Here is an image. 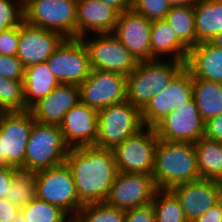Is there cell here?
Segmentation results:
<instances>
[{
    "instance_id": "cell-10",
    "label": "cell",
    "mask_w": 222,
    "mask_h": 222,
    "mask_svg": "<svg viewBox=\"0 0 222 222\" xmlns=\"http://www.w3.org/2000/svg\"><path fill=\"white\" fill-rule=\"evenodd\" d=\"M158 137L154 128L144 127L112 151L121 173L152 174Z\"/></svg>"
},
{
    "instance_id": "cell-16",
    "label": "cell",
    "mask_w": 222,
    "mask_h": 222,
    "mask_svg": "<svg viewBox=\"0 0 222 222\" xmlns=\"http://www.w3.org/2000/svg\"><path fill=\"white\" fill-rule=\"evenodd\" d=\"M178 198L185 218L194 222L222 199V182L200 179L170 189Z\"/></svg>"
},
{
    "instance_id": "cell-23",
    "label": "cell",
    "mask_w": 222,
    "mask_h": 222,
    "mask_svg": "<svg viewBox=\"0 0 222 222\" xmlns=\"http://www.w3.org/2000/svg\"><path fill=\"white\" fill-rule=\"evenodd\" d=\"M150 45L151 60L165 59L164 56L179 62L187 60L189 49L178 39L165 19L152 21Z\"/></svg>"
},
{
    "instance_id": "cell-30",
    "label": "cell",
    "mask_w": 222,
    "mask_h": 222,
    "mask_svg": "<svg viewBox=\"0 0 222 222\" xmlns=\"http://www.w3.org/2000/svg\"><path fill=\"white\" fill-rule=\"evenodd\" d=\"M36 172L18 169L15 172L10 189L5 194V198L23 208L30 201L36 198Z\"/></svg>"
},
{
    "instance_id": "cell-2",
    "label": "cell",
    "mask_w": 222,
    "mask_h": 222,
    "mask_svg": "<svg viewBox=\"0 0 222 222\" xmlns=\"http://www.w3.org/2000/svg\"><path fill=\"white\" fill-rule=\"evenodd\" d=\"M152 176L157 189L200 180L194 145L158 139Z\"/></svg>"
},
{
    "instance_id": "cell-28",
    "label": "cell",
    "mask_w": 222,
    "mask_h": 222,
    "mask_svg": "<svg viewBox=\"0 0 222 222\" xmlns=\"http://www.w3.org/2000/svg\"><path fill=\"white\" fill-rule=\"evenodd\" d=\"M165 20L188 49L196 45L194 6L171 7Z\"/></svg>"
},
{
    "instance_id": "cell-22",
    "label": "cell",
    "mask_w": 222,
    "mask_h": 222,
    "mask_svg": "<svg viewBox=\"0 0 222 222\" xmlns=\"http://www.w3.org/2000/svg\"><path fill=\"white\" fill-rule=\"evenodd\" d=\"M185 66L193 78L222 83V49L209 41L189 49Z\"/></svg>"
},
{
    "instance_id": "cell-14",
    "label": "cell",
    "mask_w": 222,
    "mask_h": 222,
    "mask_svg": "<svg viewBox=\"0 0 222 222\" xmlns=\"http://www.w3.org/2000/svg\"><path fill=\"white\" fill-rule=\"evenodd\" d=\"M79 89L80 102L99 111L126 100V76L92 69Z\"/></svg>"
},
{
    "instance_id": "cell-36",
    "label": "cell",
    "mask_w": 222,
    "mask_h": 222,
    "mask_svg": "<svg viewBox=\"0 0 222 222\" xmlns=\"http://www.w3.org/2000/svg\"><path fill=\"white\" fill-rule=\"evenodd\" d=\"M25 68L17 56L0 55V76L11 80H24Z\"/></svg>"
},
{
    "instance_id": "cell-45",
    "label": "cell",
    "mask_w": 222,
    "mask_h": 222,
    "mask_svg": "<svg viewBox=\"0 0 222 222\" xmlns=\"http://www.w3.org/2000/svg\"><path fill=\"white\" fill-rule=\"evenodd\" d=\"M209 42L212 45L222 49V33L216 34Z\"/></svg>"
},
{
    "instance_id": "cell-42",
    "label": "cell",
    "mask_w": 222,
    "mask_h": 222,
    "mask_svg": "<svg viewBox=\"0 0 222 222\" xmlns=\"http://www.w3.org/2000/svg\"><path fill=\"white\" fill-rule=\"evenodd\" d=\"M194 222H222V199Z\"/></svg>"
},
{
    "instance_id": "cell-27",
    "label": "cell",
    "mask_w": 222,
    "mask_h": 222,
    "mask_svg": "<svg viewBox=\"0 0 222 222\" xmlns=\"http://www.w3.org/2000/svg\"><path fill=\"white\" fill-rule=\"evenodd\" d=\"M193 98L205 122L222 113V83L193 78Z\"/></svg>"
},
{
    "instance_id": "cell-7",
    "label": "cell",
    "mask_w": 222,
    "mask_h": 222,
    "mask_svg": "<svg viewBox=\"0 0 222 222\" xmlns=\"http://www.w3.org/2000/svg\"><path fill=\"white\" fill-rule=\"evenodd\" d=\"M77 0H24V20L45 30L76 38Z\"/></svg>"
},
{
    "instance_id": "cell-34",
    "label": "cell",
    "mask_w": 222,
    "mask_h": 222,
    "mask_svg": "<svg viewBox=\"0 0 222 222\" xmlns=\"http://www.w3.org/2000/svg\"><path fill=\"white\" fill-rule=\"evenodd\" d=\"M24 21V0H0V33Z\"/></svg>"
},
{
    "instance_id": "cell-37",
    "label": "cell",
    "mask_w": 222,
    "mask_h": 222,
    "mask_svg": "<svg viewBox=\"0 0 222 222\" xmlns=\"http://www.w3.org/2000/svg\"><path fill=\"white\" fill-rule=\"evenodd\" d=\"M20 26L10 27L0 33V55L16 56L19 47Z\"/></svg>"
},
{
    "instance_id": "cell-41",
    "label": "cell",
    "mask_w": 222,
    "mask_h": 222,
    "mask_svg": "<svg viewBox=\"0 0 222 222\" xmlns=\"http://www.w3.org/2000/svg\"><path fill=\"white\" fill-rule=\"evenodd\" d=\"M17 170L14 167H0V199L5 198Z\"/></svg>"
},
{
    "instance_id": "cell-17",
    "label": "cell",
    "mask_w": 222,
    "mask_h": 222,
    "mask_svg": "<svg viewBox=\"0 0 222 222\" xmlns=\"http://www.w3.org/2000/svg\"><path fill=\"white\" fill-rule=\"evenodd\" d=\"M151 26L152 21L130 9L119 14L112 33L137 62L150 61Z\"/></svg>"
},
{
    "instance_id": "cell-35",
    "label": "cell",
    "mask_w": 222,
    "mask_h": 222,
    "mask_svg": "<svg viewBox=\"0 0 222 222\" xmlns=\"http://www.w3.org/2000/svg\"><path fill=\"white\" fill-rule=\"evenodd\" d=\"M169 0H133L132 9L150 21L162 20L171 9Z\"/></svg>"
},
{
    "instance_id": "cell-32",
    "label": "cell",
    "mask_w": 222,
    "mask_h": 222,
    "mask_svg": "<svg viewBox=\"0 0 222 222\" xmlns=\"http://www.w3.org/2000/svg\"><path fill=\"white\" fill-rule=\"evenodd\" d=\"M26 222H70L72 218L60 207L34 198L21 208Z\"/></svg>"
},
{
    "instance_id": "cell-38",
    "label": "cell",
    "mask_w": 222,
    "mask_h": 222,
    "mask_svg": "<svg viewBox=\"0 0 222 222\" xmlns=\"http://www.w3.org/2000/svg\"><path fill=\"white\" fill-rule=\"evenodd\" d=\"M124 222H155L152 204L125 210Z\"/></svg>"
},
{
    "instance_id": "cell-19",
    "label": "cell",
    "mask_w": 222,
    "mask_h": 222,
    "mask_svg": "<svg viewBox=\"0 0 222 222\" xmlns=\"http://www.w3.org/2000/svg\"><path fill=\"white\" fill-rule=\"evenodd\" d=\"M59 127L69 148L95 146L98 137V111L79 102L64 114Z\"/></svg>"
},
{
    "instance_id": "cell-43",
    "label": "cell",
    "mask_w": 222,
    "mask_h": 222,
    "mask_svg": "<svg viewBox=\"0 0 222 222\" xmlns=\"http://www.w3.org/2000/svg\"><path fill=\"white\" fill-rule=\"evenodd\" d=\"M104 4L114 8L119 14L132 9L133 0H100Z\"/></svg>"
},
{
    "instance_id": "cell-33",
    "label": "cell",
    "mask_w": 222,
    "mask_h": 222,
    "mask_svg": "<svg viewBox=\"0 0 222 222\" xmlns=\"http://www.w3.org/2000/svg\"><path fill=\"white\" fill-rule=\"evenodd\" d=\"M25 111L23 80L0 76V112Z\"/></svg>"
},
{
    "instance_id": "cell-29",
    "label": "cell",
    "mask_w": 222,
    "mask_h": 222,
    "mask_svg": "<svg viewBox=\"0 0 222 222\" xmlns=\"http://www.w3.org/2000/svg\"><path fill=\"white\" fill-rule=\"evenodd\" d=\"M151 204L155 222H188L178 198L170 189H157Z\"/></svg>"
},
{
    "instance_id": "cell-46",
    "label": "cell",
    "mask_w": 222,
    "mask_h": 222,
    "mask_svg": "<svg viewBox=\"0 0 222 222\" xmlns=\"http://www.w3.org/2000/svg\"><path fill=\"white\" fill-rule=\"evenodd\" d=\"M12 222H26L25 215L23 214V212L21 210L19 211V213L17 214L15 219L12 220Z\"/></svg>"
},
{
    "instance_id": "cell-9",
    "label": "cell",
    "mask_w": 222,
    "mask_h": 222,
    "mask_svg": "<svg viewBox=\"0 0 222 222\" xmlns=\"http://www.w3.org/2000/svg\"><path fill=\"white\" fill-rule=\"evenodd\" d=\"M93 35L81 38L89 54L91 69L128 76L136 68L138 62L113 33Z\"/></svg>"
},
{
    "instance_id": "cell-11",
    "label": "cell",
    "mask_w": 222,
    "mask_h": 222,
    "mask_svg": "<svg viewBox=\"0 0 222 222\" xmlns=\"http://www.w3.org/2000/svg\"><path fill=\"white\" fill-rule=\"evenodd\" d=\"M46 62L50 72L64 84L79 86L92 70L87 48L80 38H65Z\"/></svg>"
},
{
    "instance_id": "cell-12",
    "label": "cell",
    "mask_w": 222,
    "mask_h": 222,
    "mask_svg": "<svg viewBox=\"0 0 222 222\" xmlns=\"http://www.w3.org/2000/svg\"><path fill=\"white\" fill-rule=\"evenodd\" d=\"M193 98V76L184 66L167 87L153 96L141 110L144 127L154 128L162 119Z\"/></svg>"
},
{
    "instance_id": "cell-21",
    "label": "cell",
    "mask_w": 222,
    "mask_h": 222,
    "mask_svg": "<svg viewBox=\"0 0 222 222\" xmlns=\"http://www.w3.org/2000/svg\"><path fill=\"white\" fill-rule=\"evenodd\" d=\"M119 13L100 0H77L76 38L112 33Z\"/></svg>"
},
{
    "instance_id": "cell-26",
    "label": "cell",
    "mask_w": 222,
    "mask_h": 222,
    "mask_svg": "<svg viewBox=\"0 0 222 222\" xmlns=\"http://www.w3.org/2000/svg\"><path fill=\"white\" fill-rule=\"evenodd\" d=\"M193 145L201 179L222 182V143L203 137Z\"/></svg>"
},
{
    "instance_id": "cell-40",
    "label": "cell",
    "mask_w": 222,
    "mask_h": 222,
    "mask_svg": "<svg viewBox=\"0 0 222 222\" xmlns=\"http://www.w3.org/2000/svg\"><path fill=\"white\" fill-rule=\"evenodd\" d=\"M21 208L7 200L0 199V222H12L15 219Z\"/></svg>"
},
{
    "instance_id": "cell-18",
    "label": "cell",
    "mask_w": 222,
    "mask_h": 222,
    "mask_svg": "<svg viewBox=\"0 0 222 222\" xmlns=\"http://www.w3.org/2000/svg\"><path fill=\"white\" fill-rule=\"evenodd\" d=\"M65 38L58 32L27 23L20 24L17 58L24 68L46 61Z\"/></svg>"
},
{
    "instance_id": "cell-13",
    "label": "cell",
    "mask_w": 222,
    "mask_h": 222,
    "mask_svg": "<svg viewBox=\"0 0 222 222\" xmlns=\"http://www.w3.org/2000/svg\"><path fill=\"white\" fill-rule=\"evenodd\" d=\"M206 122L192 98L185 104L177 106L155 127L158 139L171 142H189L194 144L205 136Z\"/></svg>"
},
{
    "instance_id": "cell-24",
    "label": "cell",
    "mask_w": 222,
    "mask_h": 222,
    "mask_svg": "<svg viewBox=\"0 0 222 222\" xmlns=\"http://www.w3.org/2000/svg\"><path fill=\"white\" fill-rule=\"evenodd\" d=\"M59 84L46 61L25 68L23 80L25 110L50 94Z\"/></svg>"
},
{
    "instance_id": "cell-44",
    "label": "cell",
    "mask_w": 222,
    "mask_h": 222,
    "mask_svg": "<svg viewBox=\"0 0 222 222\" xmlns=\"http://www.w3.org/2000/svg\"><path fill=\"white\" fill-rule=\"evenodd\" d=\"M198 0H169L172 7L176 6H194Z\"/></svg>"
},
{
    "instance_id": "cell-39",
    "label": "cell",
    "mask_w": 222,
    "mask_h": 222,
    "mask_svg": "<svg viewBox=\"0 0 222 222\" xmlns=\"http://www.w3.org/2000/svg\"><path fill=\"white\" fill-rule=\"evenodd\" d=\"M204 137L212 141L222 142V113L206 122Z\"/></svg>"
},
{
    "instance_id": "cell-8",
    "label": "cell",
    "mask_w": 222,
    "mask_h": 222,
    "mask_svg": "<svg viewBox=\"0 0 222 222\" xmlns=\"http://www.w3.org/2000/svg\"><path fill=\"white\" fill-rule=\"evenodd\" d=\"M36 198L60 207L71 218L84 206L66 163L36 172Z\"/></svg>"
},
{
    "instance_id": "cell-20",
    "label": "cell",
    "mask_w": 222,
    "mask_h": 222,
    "mask_svg": "<svg viewBox=\"0 0 222 222\" xmlns=\"http://www.w3.org/2000/svg\"><path fill=\"white\" fill-rule=\"evenodd\" d=\"M79 102V86L60 83L50 94L39 99L28 110L36 122L59 126L64 114Z\"/></svg>"
},
{
    "instance_id": "cell-6",
    "label": "cell",
    "mask_w": 222,
    "mask_h": 222,
    "mask_svg": "<svg viewBox=\"0 0 222 222\" xmlns=\"http://www.w3.org/2000/svg\"><path fill=\"white\" fill-rule=\"evenodd\" d=\"M34 122L29 110L0 112V167L25 170V152Z\"/></svg>"
},
{
    "instance_id": "cell-5",
    "label": "cell",
    "mask_w": 222,
    "mask_h": 222,
    "mask_svg": "<svg viewBox=\"0 0 222 222\" xmlns=\"http://www.w3.org/2000/svg\"><path fill=\"white\" fill-rule=\"evenodd\" d=\"M144 128L141 111L127 100L98 111L96 147L113 150Z\"/></svg>"
},
{
    "instance_id": "cell-3",
    "label": "cell",
    "mask_w": 222,
    "mask_h": 222,
    "mask_svg": "<svg viewBox=\"0 0 222 222\" xmlns=\"http://www.w3.org/2000/svg\"><path fill=\"white\" fill-rule=\"evenodd\" d=\"M184 66L185 62L171 59L138 62L136 68L126 76V100L141 111Z\"/></svg>"
},
{
    "instance_id": "cell-25",
    "label": "cell",
    "mask_w": 222,
    "mask_h": 222,
    "mask_svg": "<svg viewBox=\"0 0 222 222\" xmlns=\"http://www.w3.org/2000/svg\"><path fill=\"white\" fill-rule=\"evenodd\" d=\"M196 45L222 33V0H198L194 5Z\"/></svg>"
},
{
    "instance_id": "cell-4",
    "label": "cell",
    "mask_w": 222,
    "mask_h": 222,
    "mask_svg": "<svg viewBox=\"0 0 222 222\" xmlns=\"http://www.w3.org/2000/svg\"><path fill=\"white\" fill-rule=\"evenodd\" d=\"M69 152L58 125L34 122L25 152V170L40 171L65 163Z\"/></svg>"
},
{
    "instance_id": "cell-31",
    "label": "cell",
    "mask_w": 222,
    "mask_h": 222,
    "mask_svg": "<svg viewBox=\"0 0 222 222\" xmlns=\"http://www.w3.org/2000/svg\"><path fill=\"white\" fill-rule=\"evenodd\" d=\"M125 210L106 202L85 204L73 217V222H124Z\"/></svg>"
},
{
    "instance_id": "cell-1",
    "label": "cell",
    "mask_w": 222,
    "mask_h": 222,
    "mask_svg": "<svg viewBox=\"0 0 222 222\" xmlns=\"http://www.w3.org/2000/svg\"><path fill=\"white\" fill-rule=\"evenodd\" d=\"M65 163L84 205L105 202L118 173L112 150L96 146L69 148Z\"/></svg>"
},
{
    "instance_id": "cell-15",
    "label": "cell",
    "mask_w": 222,
    "mask_h": 222,
    "mask_svg": "<svg viewBox=\"0 0 222 222\" xmlns=\"http://www.w3.org/2000/svg\"><path fill=\"white\" fill-rule=\"evenodd\" d=\"M157 190L152 174L118 172L105 202L129 210L152 203Z\"/></svg>"
}]
</instances>
